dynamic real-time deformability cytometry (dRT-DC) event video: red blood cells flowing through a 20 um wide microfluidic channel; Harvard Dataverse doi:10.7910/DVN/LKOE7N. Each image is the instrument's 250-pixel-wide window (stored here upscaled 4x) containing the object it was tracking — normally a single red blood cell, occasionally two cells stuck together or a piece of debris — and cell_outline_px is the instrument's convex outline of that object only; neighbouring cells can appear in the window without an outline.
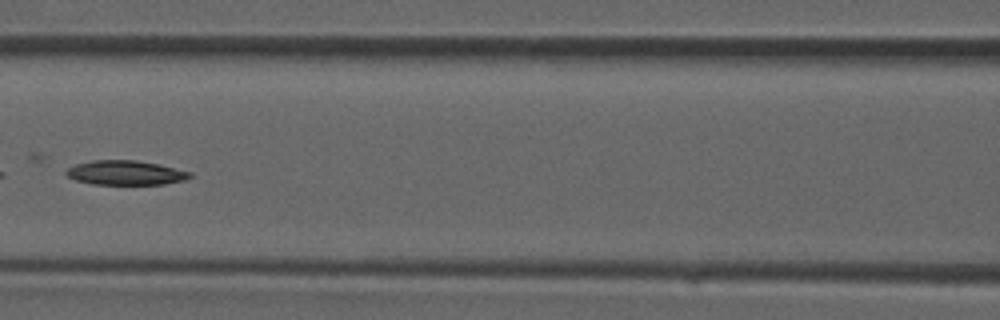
{"species": "common noctule bat (a hibernating species)", "species_latin": "Nyctalus noctula", "temperature_condition": "room temperature", "stored_images_in_passage": 22, "camera_frame_rate_fps": 3000, "um_per_image_px": 0.085, "animal": {"sex": "male", "forearm_length_mm": 52.5}, "frame": {"image": 1, "passage_image": 6, "time_ms": 1.667, "image_size_px": [1000, 320], "cell_outline_px": [[192, 176], [184, 180], [164, 184], [92, 184], [76, 180], [68, 176], [64, 172], [68, 168], [76, 164], [92, 160], [136, 160], [156, 164], [192, 172]], "centroid_in_image_um": [10.65, 14.68], "position_along_channel_um": 155.9, "area_um2": 17.46}}